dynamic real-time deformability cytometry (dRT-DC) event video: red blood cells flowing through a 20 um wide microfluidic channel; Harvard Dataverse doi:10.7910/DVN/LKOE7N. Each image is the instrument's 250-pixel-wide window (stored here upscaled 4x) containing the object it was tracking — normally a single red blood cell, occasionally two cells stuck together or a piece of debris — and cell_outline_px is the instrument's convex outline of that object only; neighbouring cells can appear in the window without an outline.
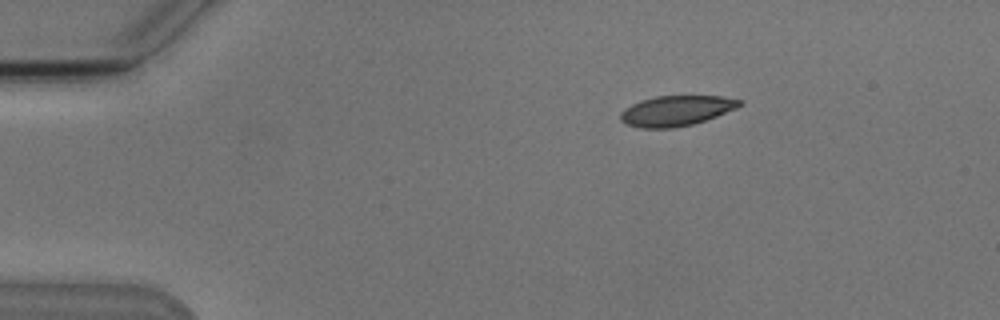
{"species": "Egyptian fruit bat (a non-hibernating species)", "species_latin": "Rousettus aegyptiacus", "temperature_condition": "cold", "stored_images_in_passage": 4, "camera_frame_rate_fps": 3000, "um_per_image_px": 0.085, "animal": {"sex": "male"}, "frame": {"image": 1, "passage_image": 2, "time_ms": 1.333, "image_size_px": [1000, 320], "cell_outline_px": [[744, 104], [736, 108], [716, 116], [692, 124], [672, 128], [640, 128], [628, 124], [620, 120], [620, 112], [624, 108], [632, 104], [656, 96], [720, 96], [744, 100]], "centroid_in_image_um": [57.49, 9.41], "position_along_channel_um": 27.5, "area_um2": 20.87}}